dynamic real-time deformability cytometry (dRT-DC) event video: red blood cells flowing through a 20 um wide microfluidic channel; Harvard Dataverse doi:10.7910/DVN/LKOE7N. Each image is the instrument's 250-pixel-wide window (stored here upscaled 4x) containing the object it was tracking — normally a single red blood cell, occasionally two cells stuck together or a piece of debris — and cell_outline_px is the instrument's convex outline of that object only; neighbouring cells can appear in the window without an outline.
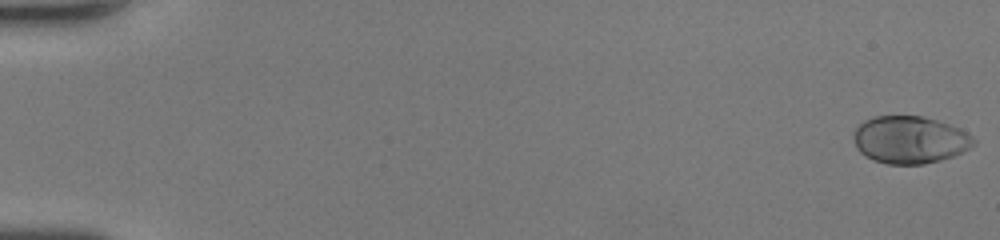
{"species": "human", "species_latin": "Homo sapiens", "temperature_condition": "room temperature", "stored_images_in_passage": 49, "camera_frame_rate_fps": 3000, "um_per_image_px": 0.085, "donor": {"sex": "female"}, "frame": {"image": 1, "passage_image": 1, "time_ms": 0.0, "image_size_px": [1000, 240], "cell_outline_px": [[976, 144], [952, 156], [940, 160], [924, 164], [888, 164], [872, 160], [864, 156], [856, 148], [852, 136], [856, 128], [864, 120], [872, 116], [920, 116], [936, 120], [960, 128], [968, 132], [976, 140]], "centroid_in_image_um": [77.31, 11.88], "position_along_channel_um": 7.7, "area_um2": 33.29}}
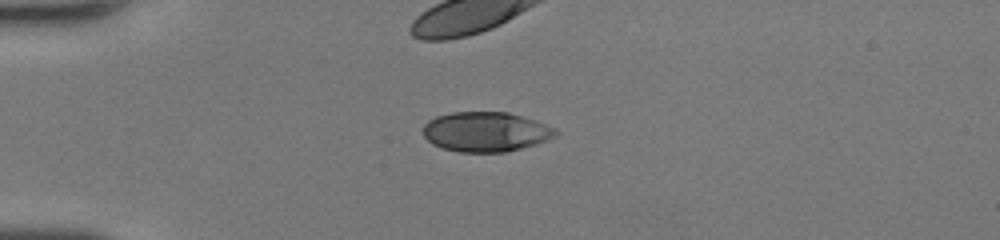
{"frame": {"image": 2, "passage_image": 14, "time_ms": 4.333, "image_size_px": [1000, 240], "cell_outline_px": [[560, 132], [556, 136], [548, 140], [536, 144], [504, 152], [460, 152], [444, 148], [432, 144], [424, 136], [424, 124], [428, 120], [436, 116], [452, 112], [508, 112], [556, 128]], "centroid_in_image_um": [41.29, 11.2], "position_along_channel_um": 43.7, "area_um2": 30.58}}
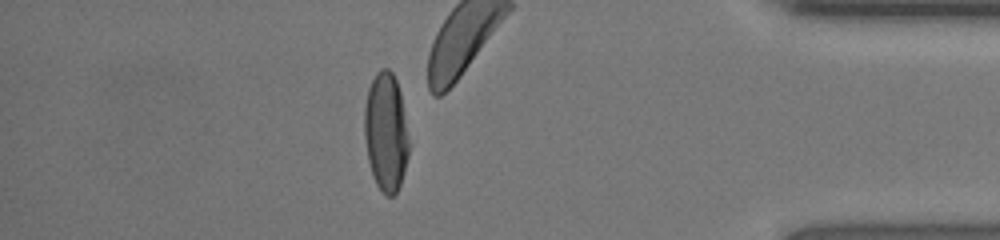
{"frame": {"image": 3, "passage_image": 43, "time_ms": 14.0, "image_size_px": [1000, 240], "cell_outline_px": [[408, 156], [400, 184], [396, 192], [392, 196], [384, 196], [380, 192], [372, 176], [368, 160], [364, 136], [364, 108], [368, 88], [376, 72], [380, 68], [388, 68], [392, 72], [396, 80], [400, 92], [408, 140]], "centroid_in_image_um": [32.77, 11.24], "position_along_channel_um": 402.4, "area_um2": 30.75}}